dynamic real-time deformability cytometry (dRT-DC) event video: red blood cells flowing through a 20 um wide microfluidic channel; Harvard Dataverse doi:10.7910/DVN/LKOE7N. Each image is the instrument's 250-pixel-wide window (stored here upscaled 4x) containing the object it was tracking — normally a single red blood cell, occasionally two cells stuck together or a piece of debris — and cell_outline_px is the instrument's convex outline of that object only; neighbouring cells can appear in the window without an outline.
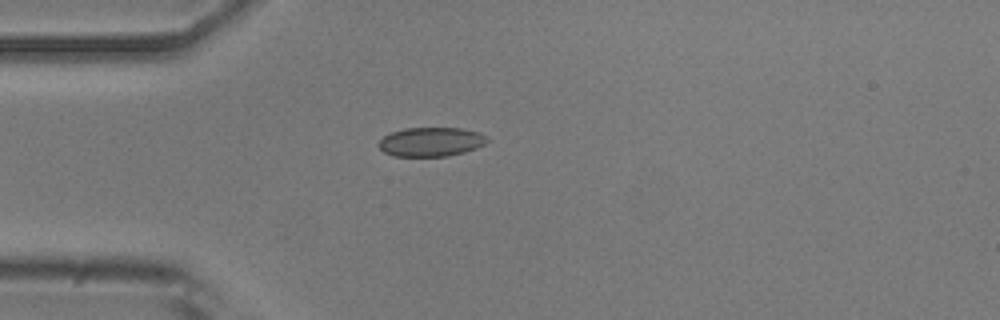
{"species": "common noctule bat (a hibernating species)", "species_latin": "Nyctalus noctula", "temperature_condition": "room temperature", "stored_images_in_passage": 3, "camera_frame_rate_fps": 3000, "um_per_image_px": 0.085, "animal": {"sex": "male", "body_mass_g": 20.5, "forearm_length_mm": 52.5}, "frame": {"image": 1, "passage_image": 1, "time_ms": 0.0, "image_size_px": [1000, 320], "cell_outline_px": [[488, 140], [484, 144], [476, 148], [464, 152], [448, 156], [392, 156], [384, 152], [376, 144], [384, 136], [392, 132], [404, 128], [460, 128], [480, 132], [488, 136]], "centroid_in_image_um": [36.63, 12.05], "position_along_channel_um": 48.4, "area_um2": 18.5}}
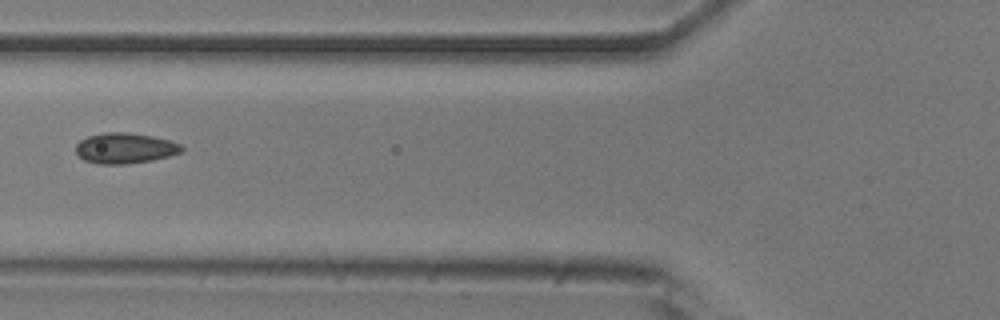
{"frame": {"image": 2, "passage_image": 3, "time_ms": 0.667, "image_size_px": [1000, 320], "cell_outline_px": [[184, 148], [180, 152], [168, 156], [152, 160], [128, 164], [96, 164], [84, 160], [76, 152], [76, 144], [80, 140], [88, 136], [104, 132], [128, 132], [152, 136], [168, 140], [180, 144]], "centroid_in_image_um": [10.59, 12.59], "position_along_channel_um": 115.2, "area_um2": 18.84}}